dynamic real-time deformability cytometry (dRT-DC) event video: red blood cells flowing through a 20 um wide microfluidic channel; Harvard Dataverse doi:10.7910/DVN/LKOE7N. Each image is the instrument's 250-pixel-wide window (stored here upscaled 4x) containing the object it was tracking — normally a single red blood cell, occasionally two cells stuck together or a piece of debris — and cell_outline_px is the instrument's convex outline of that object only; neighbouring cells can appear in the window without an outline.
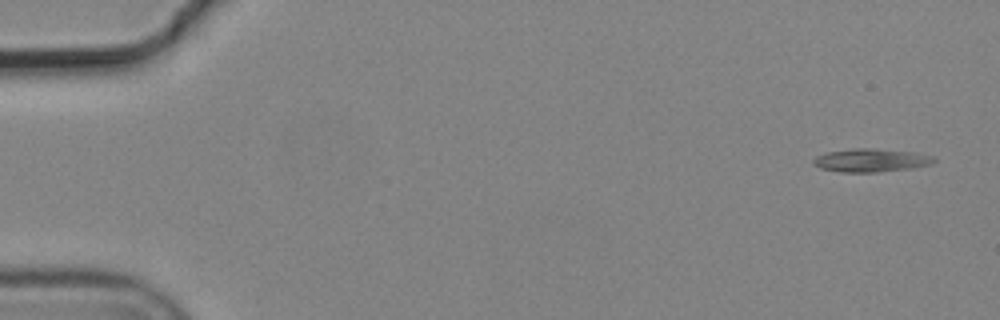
{"species": "common noctule bat (a hibernating species)", "species_latin": "Nyctalus noctula", "temperature_condition": "cold", "stored_images_in_passage": 5, "segment_of_instrument_passage": [2, 2], "camera_frame_rate_fps": 3000, "um_per_image_px": 0.085, "animal": {"sex": "male", "body_mass_g": 19.2, "forearm_length_mm": 51.8}, "frame": {"image": 1, "passage_image": 5, "time_ms": 1.333, "image_size_px": [1000, 320], "cell_outline_px": [[936, 160], [932, 164], [912, 168], [876, 172], [840, 172], [820, 168], [812, 160], [816, 156], [828, 152], [852, 148], [876, 148], [912, 152], [932, 156]], "centroid_in_image_um": [74.04, 13.62], "position_along_channel_um": 11.0, "area_um2": 16.24}}